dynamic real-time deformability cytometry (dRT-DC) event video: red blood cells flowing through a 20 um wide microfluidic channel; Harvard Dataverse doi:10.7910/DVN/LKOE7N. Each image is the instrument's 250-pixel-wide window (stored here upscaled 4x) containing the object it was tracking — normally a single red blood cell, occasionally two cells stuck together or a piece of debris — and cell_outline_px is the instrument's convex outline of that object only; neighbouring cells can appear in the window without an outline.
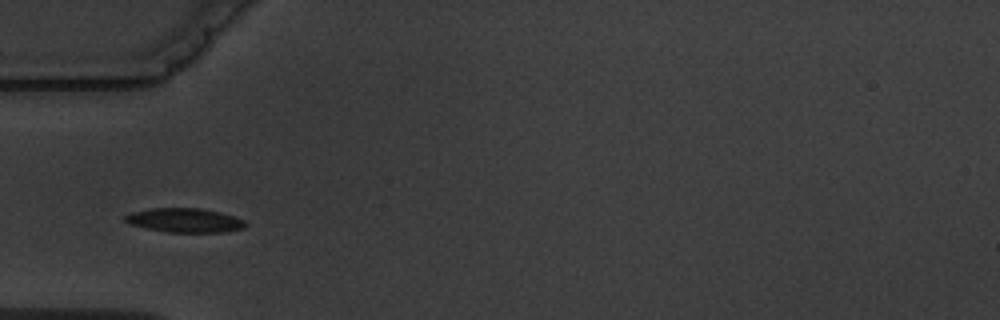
{"species": "common noctule bat (a hibernating species)", "species_latin": "Nyctalus noctula", "temperature_condition": "warm", "stored_images_in_passage": 6, "camera_frame_rate_fps": 3000, "um_per_image_px": 0.085, "animal": {"sex": "male", "body_mass_g": 19.5, "forearm_length_mm": 54.6}, "frame": {"image": 1, "passage_image": 4, "time_ms": 3.333, "image_size_px": [1000, 320], "cell_outline_px": [[248, 224], [244, 228], [224, 232], [168, 232], [128, 224], [124, 220], [124, 216], [132, 212], [152, 208], [200, 208], [220, 212], [244, 220]], "centroid_in_image_um": [15.7, 18.72], "position_along_channel_um": 69.3, "area_um2": 16.88}}
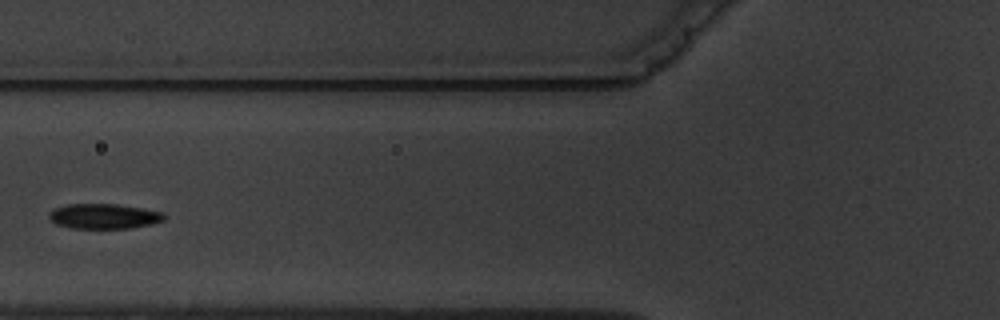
{"frame": {"image": 2, "passage_image": 5, "time_ms": 4.667, "image_size_px": [1000, 320], "cell_outline_px": [[164, 220], [152, 224], [128, 228], [72, 228], [56, 224], [48, 216], [48, 212], [52, 208], [68, 204], [116, 204], [144, 208], [164, 212]], "centroid_in_image_um": [8.82, 18.37], "position_along_channel_um": 117.0, "area_um2": 16.88}}